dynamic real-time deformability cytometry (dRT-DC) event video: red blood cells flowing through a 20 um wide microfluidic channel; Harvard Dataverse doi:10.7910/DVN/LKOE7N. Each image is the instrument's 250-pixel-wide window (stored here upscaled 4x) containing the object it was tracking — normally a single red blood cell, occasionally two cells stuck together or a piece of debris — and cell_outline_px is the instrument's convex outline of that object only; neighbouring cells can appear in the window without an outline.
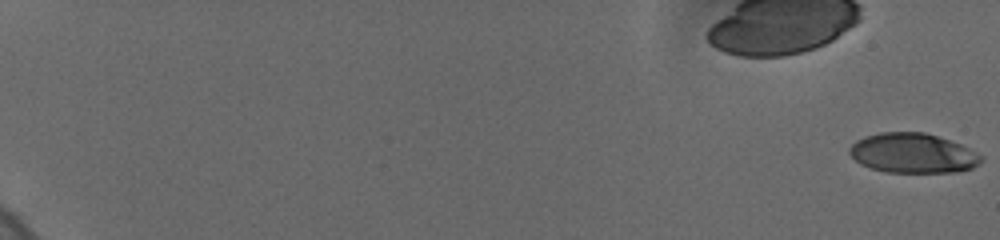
{"species": "human", "species_latin": "Homo sapiens", "temperature_condition": "cold", "stored_images_in_passage": 38, "camera_frame_rate_fps": 3000, "um_per_image_px": 0.085, "donor": {"sex": "female"}, "frame": {"image": 1, "passage_image": 1, "time_ms": 0.0, "image_size_px": [1000, 240], "cell_outline_px": [[984, 160], [980, 164], [972, 168], [956, 172], [884, 172], [860, 164], [848, 152], [848, 148], [856, 140], [864, 136], [880, 132], [924, 132], [960, 144], [984, 156]], "centroid_in_image_um": [77.59, 13.02], "position_along_channel_um": 7.4, "area_um2": 30.58}}
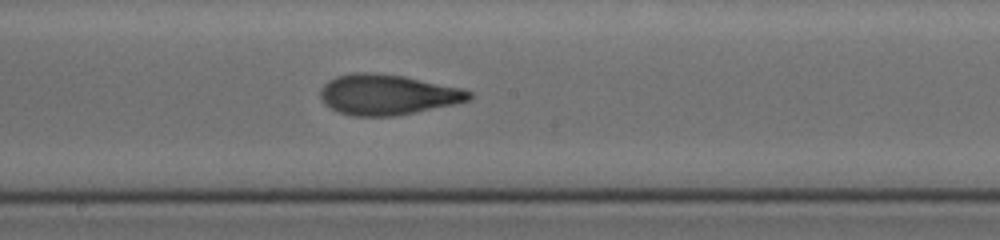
{"frame": {"image": 2, "passage_image": 20, "time_ms": 12.0, "image_size_px": [1000, 240], "cell_outline_px": [[472, 96], [468, 100], [452, 104], [392, 116], [352, 116], [340, 112], [324, 104], [320, 100], [320, 88], [328, 80], [336, 76], [352, 72], [368, 72], [404, 76], [460, 88], [472, 92]], "centroid_in_image_um": [32.86, 8.03], "position_along_channel_um": 215.3, "area_um2": 34.68}}
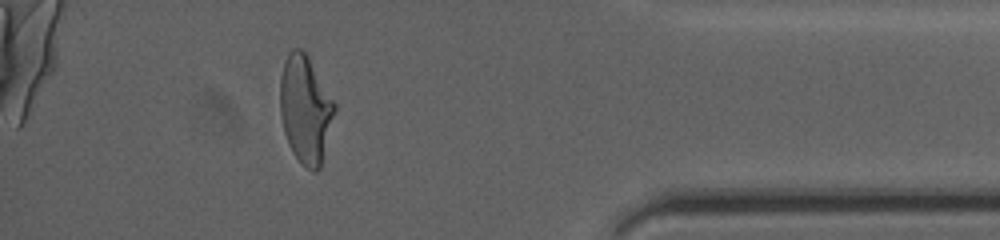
{"frame": {"image": 3, "passage_image": 34, "time_ms": 18.0, "image_size_px": [1000, 240], "cell_outline_px": [[336, 108], [320, 168], [316, 172], [312, 172], [292, 152], [288, 144], [284, 132], [280, 112], [280, 80], [284, 60], [288, 52], [292, 48], [300, 48], [308, 56], [336, 104]], "centroid_in_image_um": [25.95, 9.27], "position_along_channel_um": 409.3, "area_um2": 33.99}, "authors_computed_cell_mechanics": {"area_um2": 33.524, "velocity_mm_per_s": 3.7134, "shape_relaxation_time_tau1_ms": 5.6131, "shape_relaxation_time_tau2_ms": 1.1615, "deformation_change_tau1": 0.207, "deformation_change_tau2": 0.082}}